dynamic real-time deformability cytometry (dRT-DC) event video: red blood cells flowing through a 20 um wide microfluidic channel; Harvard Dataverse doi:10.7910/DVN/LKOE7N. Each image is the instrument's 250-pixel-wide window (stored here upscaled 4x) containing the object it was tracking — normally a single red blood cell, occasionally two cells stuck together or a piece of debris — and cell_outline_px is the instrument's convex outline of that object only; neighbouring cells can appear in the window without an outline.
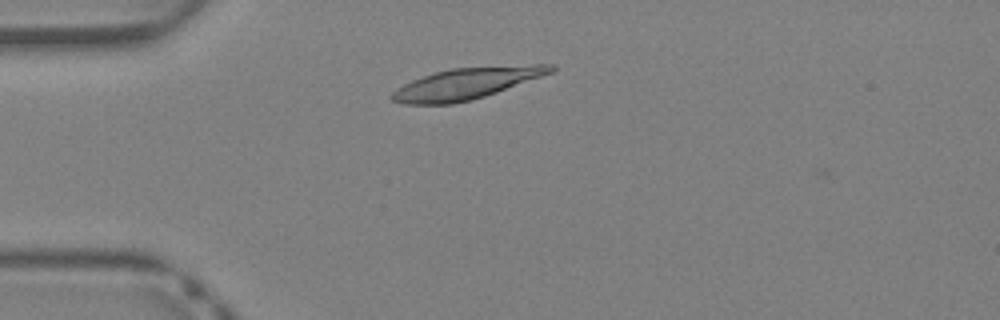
{"species": "Egyptian fruit bat (a non-hibernating species)", "species_latin": "Rousettus aegyptiacus", "temperature_condition": "warm", "stored_images_in_passage": 31, "camera_frame_rate_fps": 3000, "um_per_image_px": 0.085, "animal": {"sex": "female"}, "frame": {"image": 1, "passage_image": 1, "time_ms": 0.0, "image_size_px": [1000, 320], "cell_outline_px": [[556, 68], [552, 72], [496, 92], [472, 100], [452, 104], [404, 104], [392, 100], [388, 96], [396, 88], [412, 80], [436, 72], [452, 68], [532, 64], [556, 64]], "centroid_in_image_um": [39.62, 7.09], "position_along_channel_um": 45.4, "area_um2": 28.78}}
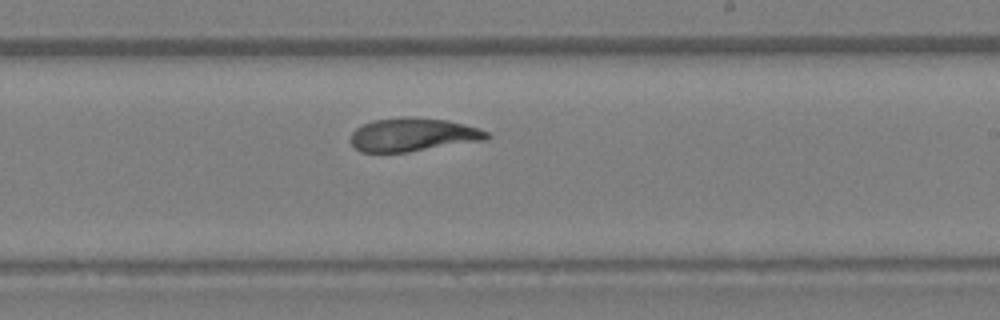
{"frame": {"image": 2, "passage_image": 15, "time_ms": 4.667, "image_size_px": [1000, 320], "cell_outline_px": [[488, 136], [484, 140], [408, 152], [360, 152], [352, 144], [352, 132], [356, 128], [372, 120], [404, 116], [408, 116], [448, 120], [464, 124], [488, 132]], "centroid_in_image_um": [35.07, 11.44], "position_along_channel_um": 253.9, "area_um2": 26.3}}
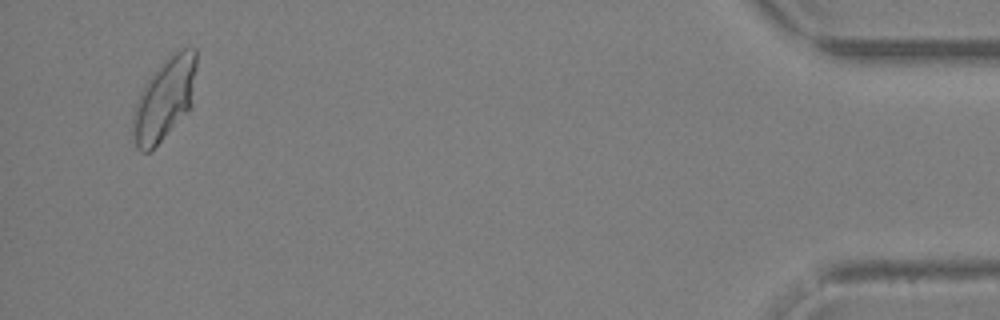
{"frame": {"image": 3, "passage_image": 30, "time_ms": 9.667, "image_size_px": [1000, 320], "cell_outline_px": [[196, 68], [192, 104], [188, 112], [148, 152], [140, 152], [136, 148], [132, 132], [132, 116], [140, 92], [148, 80], [164, 60], [168, 56], [180, 48], [196, 48]], "centroid_in_image_um": [13.98, 8.41], "position_along_channel_um": 421.2, "area_um2": 30.11}, "authors_computed_cell_mechanics": {"area_um2": 27.3972, "velocity_mm_per_s": 4.9334, "shape_relaxation_time_tau1_ms": 7.063, "shape_relaxation_time_tau2_ms": 1.1622, "deformation_change_tau1": 0.2384, "deformation_change_tau2": 0.0665}}